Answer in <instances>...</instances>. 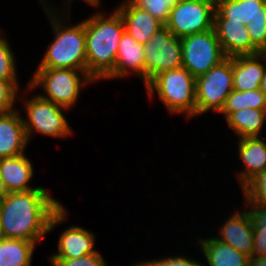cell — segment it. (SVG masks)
<instances>
[{
	"label": "cell",
	"instance_id": "obj_1",
	"mask_svg": "<svg viewBox=\"0 0 266 266\" xmlns=\"http://www.w3.org/2000/svg\"><path fill=\"white\" fill-rule=\"evenodd\" d=\"M61 202L43 186L9 193L0 203L4 238L22 239L39 246L47 234L68 222L69 210Z\"/></svg>",
	"mask_w": 266,
	"mask_h": 266
},
{
	"label": "cell",
	"instance_id": "obj_2",
	"mask_svg": "<svg viewBox=\"0 0 266 266\" xmlns=\"http://www.w3.org/2000/svg\"><path fill=\"white\" fill-rule=\"evenodd\" d=\"M85 18L87 73L96 81H104L115 68L119 42L125 32L120 13L94 10Z\"/></svg>",
	"mask_w": 266,
	"mask_h": 266
},
{
	"label": "cell",
	"instance_id": "obj_3",
	"mask_svg": "<svg viewBox=\"0 0 266 266\" xmlns=\"http://www.w3.org/2000/svg\"><path fill=\"white\" fill-rule=\"evenodd\" d=\"M45 14L54 36L36 67L77 69L87 72L85 18L74 23L73 18L70 19L73 14Z\"/></svg>",
	"mask_w": 266,
	"mask_h": 266
},
{
	"label": "cell",
	"instance_id": "obj_4",
	"mask_svg": "<svg viewBox=\"0 0 266 266\" xmlns=\"http://www.w3.org/2000/svg\"><path fill=\"white\" fill-rule=\"evenodd\" d=\"M25 85V87L23 86V89H25L22 92L26 94L24 95L20 91L21 95L19 94L18 100L22 101L20 105H23V112L26 113V116H24L20 109L29 144L35 134L59 138V140L60 138L65 140L74 135L75 133L72 126H70L68 117L65 116V113L68 115L69 109L42 98L38 91L34 92V89L28 85V82ZM32 93L35 94L32 95Z\"/></svg>",
	"mask_w": 266,
	"mask_h": 266
},
{
	"label": "cell",
	"instance_id": "obj_5",
	"mask_svg": "<svg viewBox=\"0 0 266 266\" xmlns=\"http://www.w3.org/2000/svg\"><path fill=\"white\" fill-rule=\"evenodd\" d=\"M195 85L196 78L181 66L159 73L144 89L148 101L157 96L168 114L184 115L188 121L196 119Z\"/></svg>",
	"mask_w": 266,
	"mask_h": 266
},
{
	"label": "cell",
	"instance_id": "obj_6",
	"mask_svg": "<svg viewBox=\"0 0 266 266\" xmlns=\"http://www.w3.org/2000/svg\"><path fill=\"white\" fill-rule=\"evenodd\" d=\"M94 84L97 82L86 71L62 68H35L28 80L34 91L41 90L42 98L69 111L79 102L82 90Z\"/></svg>",
	"mask_w": 266,
	"mask_h": 266
},
{
	"label": "cell",
	"instance_id": "obj_7",
	"mask_svg": "<svg viewBox=\"0 0 266 266\" xmlns=\"http://www.w3.org/2000/svg\"><path fill=\"white\" fill-rule=\"evenodd\" d=\"M233 91L232 57H226L207 73L196 77V117L219 114Z\"/></svg>",
	"mask_w": 266,
	"mask_h": 266
},
{
	"label": "cell",
	"instance_id": "obj_8",
	"mask_svg": "<svg viewBox=\"0 0 266 266\" xmlns=\"http://www.w3.org/2000/svg\"><path fill=\"white\" fill-rule=\"evenodd\" d=\"M144 87L159 73L182 66L181 39L164 25L143 45Z\"/></svg>",
	"mask_w": 266,
	"mask_h": 266
},
{
	"label": "cell",
	"instance_id": "obj_9",
	"mask_svg": "<svg viewBox=\"0 0 266 266\" xmlns=\"http://www.w3.org/2000/svg\"><path fill=\"white\" fill-rule=\"evenodd\" d=\"M181 45L182 67L186 68L195 78L207 73L226 58L214 27L181 38Z\"/></svg>",
	"mask_w": 266,
	"mask_h": 266
},
{
	"label": "cell",
	"instance_id": "obj_10",
	"mask_svg": "<svg viewBox=\"0 0 266 266\" xmlns=\"http://www.w3.org/2000/svg\"><path fill=\"white\" fill-rule=\"evenodd\" d=\"M215 1H179L165 26L177 38L213 28Z\"/></svg>",
	"mask_w": 266,
	"mask_h": 266
},
{
	"label": "cell",
	"instance_id": "obj_11",
	"mask_svg": "<svg viewBox=\"0 0 266 266\" xmlns=\"http://www.w3.org/2000/svg\"><path fill=\"white\" fill-rule=\"evenodd\" d=\"M233 208H236L234 209L235 211L232 210V212L229 213L231 215L228 214V217L221 220L219 230L216 231L217 233H213L212 231L211 233L221 242L252 257L254 243L252 218L245 206H243V208L241 206H235Z\"/></svg>",
	"mask_w": 266,
	"mask_h": 266
},
{
	"label": "cell",
	"instance_id": "obj_12",
	"mask_svg": "<svg viewBox=\"0 0 266 266\" xmlns=\"http://www.w3.org/2000/svg\"><path fill=\"white\" fill-rule=\"evenodd\" d=\"M236 154L242 165L236 169L239 190L241 191L253 178L266 169V137L255 136L236 139Z\"/></svg>",
	"mask_w": 266,
	"mask_h": 266
},
{
	"label": "cell",
	"instance_id": "obj_13",
	"mask_svg": "<svg viewBox=\"0 0 266 266\" xmlns=\"http://www.w3.org/2000/svg\"><path fill=\"white\" fill-rule=\"evenodd\" d=\"M83 226L71 224L59 232L56 252L48 254L47 259H75L97 251L96 233Z\"/></svg>",
	"mask_w": 266,
	"mask_h": 266
},
{
	"label": "cell",
	"instance_id": "obj_14",
	"mask_svg": "<svg viewBox=\"0 0 266 266\" xmlns=\"http://www.w3.org/2000/svg\"><path fill=\"white\" fill-rule=\"evenodd\" d=\"M213 27L226 57L261 53L252 44L247 25L231 19H214Z\"/></svg>",
	"mask_w": 266,
	"mask_h": 266
},
{
	"label": "cell",
	"instance_id": "obj_15",
	"mask_svg": "<svg viewBox=\"0 0 266 266\" xmlns=\"http://www.w3.org/2000/svg\"><path fill=\"white\" fill-rule=\"evenodd\" d=\"M131 75L144 84V49L125 31L118 45L114 71L105 80L129 79Z\"/></svg>",
	"mask_w": 266,
	"mask_h": 266
},
{
	"label": "cell",
	"instance_id": "obj_16",
	"mask_svg": "<svg viewBox=\"0 0 266 266\" xmlns=\"http://www.w3.org/2000/svg\"><path fill=\"white\" fill-rule=\"evenodd\" d=\"M119 2V3H118ZM114 8L122 16L125 31L139 44L144 45L161 29L164 24L154 18L148 11L135 6L130 0L118 1Z\"/></svg>",
	"mask_w": 266,
	"mask_h": 266
},
{
	"label": "cell",
	"instance_id": "obj_17",
	"mask_svg": "<svg viewBox=\"0 0 266 266\" xmlns=\"http://www.w3.org/2000/svg\"><path fill=\"white\" fill-rule=\"evenodd\" d=\"M19 108L20 106L9 113L0 114V158L27 153L30 144Z\"/></svg>",
	"mask_w": 266,
	"mask_h": 266
},
{
	"label": "cell",
	"instance_id": "obj_18",
	"mask_svg": "<svg viewBox=\"0 0 266 266\" xmlns=\"http://www.w3.org/2000/svg\"><path fill=\"white\" fill-rule=\"evenodd\" d=\"M28 155L0 158V175L9 193L25 192L41 186H33L35 168Z\"/></svg>",
	"mask_w": 266,
	"mask_h": 266
},
{
	"label": "cell",
	"instance_id": "obj_19",
	"mask_svg": "<svg viewBox=\"0 0 266 266\" xmlns=\"http://www.w3.org/2000/svg\"><path fill=\"white\" fill-rule=\"evenodd\" d=\"M214 19H231L244 25L266 23V0H217Z\"/></svg>",
	"mask_w": 266,
	"mask_h": 266
},
{
	"label": "cell",
	"instance_id": "obj_20",
	"mask_svg": "<svg viewBox=\"0 0 266 266\" xmlns=\"http://www.w3.org/2000/svg\"><path fill=\"white\" fill-rule=\"evenodd\" d=\"M266 68V53L232 57L233 90L260 89Z\"/></svg>",
	"mask_w": 266,
	"mask_h": 266
},
{
	"label": "cell",
	"instance_id": "obj_21",
	"mask_svg": "<svg viewBox=\"0 0 266 266\" xmlns=\"http://www.w3.org/2000/svg\"><path fill=\"white\" fill-rule=\"evenodd\" d=\"M195 239L198 250L204 257V266H247L249 256L221 242L209 233ZM202 237V238H201ZM206 260V261H205Z\"/></svg>",
	"mask_w": 266,
	"mask_h": 266
},
{
	"label": "cell",
	"instance_id": "obj_22",
	"mask_svg": "<svg viewBox=\"0 0 266 266\" xmlns=\"http://www.w3.org/2000/svg\"><path fill=\"white\" fill-rule=\"evenodd\" d=\"M228 128L236 136L234 139L245 137L264 136V126L266 125V111L245 108L232 112L226 119Z\"/></svg>",
	"mask_w": 266,
	"mask_h": 266
},
{
	"label": "cell",
	"instance_id": "obj_23",
	"mask_svg": "<svg viewBox=\"0 0 266 266\" xmlns=\"http://www.w3.org/2000/svg\"><path fill=\"white\" fill-rule=\"evenodd\" d=\"M36 243L22 239L0 240V266H32Z\"/></svg>",
	"mask_w": 266,
	"mask_h": 266
},
{
	"label": "cell",
	"instance_id": "obj_24",
	"mask_svg": "<svg viewBox=\"0 0 266 266\" xmlns=\"http://www.w3.org/2000/svg\"><path fill=\"white\" fill-rule=\"evenodd\" d=\"M245 108L266 110V95L260 89L248 91L233 90L227 97L225 105L218 115H223L224 120L232 112Z\"/></svg>",
	"mask_w": 266,
	"mask_h": 266
},
{
	"label": "cell",
	"instance_id": "obj_25",
	"mask_svg": "<svg viewBox=\"0 0 266 266\" xmlns=\"http://www.w3.org/2000/svg\"><path fill=\"white\" fill-rule=\"evenodd\" d=\"M241 203L247 208L253 221L252 256H266V208L255 206L251 202Z\"/></svg>",
	"mask_w": 266,
	"mask_h": 266
},
{
	"label": "cell",
	"instance_id": "obj_26",
	"mask_svg": "<svg viewBox=\"0 0 266 266\" xmlns=\"http://www.w3.org/2000/svg\"><path fill=\"white\" fill-rule=\"evenodd\" d=\"M3 28H0V79L6 81H20L17 67V59L8 36Z\"/></svg>",
	"mask_w": 266,
	"mask_h": 266
},
{
	"label": "cell",
	"instance_id": "obj_27",
	"mask_svg": "<svg viewBox=\"0 0 266 266\" xmlns=\"http://www.w3.org/2000/svg\"><path fill=\"white\" fill-rule=\"evenodd\" d=\"M241 192L243 202L266 208V169L253 178Z\"/></svg>",
	"mask_w": 266,
	"mask_h": 266
},
{
	"label": "cell",
	"instance_id": "obj_28",
	"mask_svg": "<svg viewBox=\"0 0 266 266\" xmlns=\"http://www.w3.org/2000/svg\"><path fill=\"white\" fill-rule=\"evenodd\" d=\"M173 253L174 254L171 252L169 256H161V258L153 257V259H142V261L139 260L135 263L138 266H204L203 259H195L194 256L192 257L191 255L189 256V254L183 253L180 254L178 251L177 253L173 251Z\"/></svg>",
	"mask_w": 266,
	"mask_h": 266
},
{
	"label": "cell",
	"instance_id": "obj_29",
	"mask_svg": "<svg viewBox=\"0 0 266 266\" xmlns=\"http://www.w3.org/2000/svg\"><path fill=\"white\" fill-rule=\"evenodd\" d=\"M138 8L148 11L154 18L167 23L171 10L178 4L179 0H130Z\"/></svg>",
	"mask_w": 266,
	"mask_h": 266
},
{
	"label": "cell",
	"instance_id": "obj_30",
	"mask_svg": "<svg viewBox=\"0 0 266 266\" xmlns=\"http://www.w3.org/2000/svg\"><path fill=\"white\" fill-rule=\"evenodd\" d=\"M21 82L0 79V114L9 113L18 107V96L21 91L20 86H22L20 85Z\"/></svg>",
	"mask_w": 266,
	"mask_h": 266
},
{
	"label": "cell",
	"instance_id": "obj_31",
	"mask_svg": "<svg viewBox=\"0 0 266 266\" xmlns=\"http://www.w3.org/2000/svg\"><path fill=\"white\" fill-rule=\"evenodd\" d=\"M53 266H109L106 258L98 250L75 259H47Z\"/></svg>",
	"mask_w": 266,
	"mask_h": 266
},
{
	"label": "cell",
	"instance_id": "obj_32",
	"mask_svg": "<svg viewBox=\"0 0 266 266\" xmlns=\"http://www.w3.org/2000/svg\"><path fill=\"white\" fill-rule=\"evenodd\" d=\"M61 5L58 4V7L51 0H38L39 4L42 7V11L44 13H52V14H72V6L74 2L73 0H61ZM80 2H84L89 8L93 7L94 10H98L103 6V0H79Z\"/></svg>",
	"mask_w": 266,
	"mask_h": 266
},
{
	"label": "cell",
	"instance_id": "obj_33",
	"mask_svg": "<svg viewBox=\"0 0 266 266\" xmlns=\"http://www.w3.org/2000/svg\"><path fill=\"white\" fill-rule=\"evenodd\" d=\"M252 44L261 52L266 53V23H253L247 25Z\"/></svg>",
	"mask_w": 266,
	"mask_h": 266
},
{
	"label": "cell",
	"instance_id": "obj_34",
	"mask_svg": "<svg viewBox=\"0 0 266 266\" xmlns=\"http://www.w3.org/2000/svg\"><path fill=\"white\" fill-rule=\"evenodd\" d=\"M247 266H266V256L250 257Z\"/></svg>",
	"mask_w": 266,
	"mask_h": 266
},
{
	"label": "cell",
	"instance_id": "obj_35",
	"mask_svg": "<svg viewBox=\"0 0 266 266\" xmlns=\"http://www.w3.org/2000/svg\"><path fill=\"white\" fill-rule=\"evenodd\" d=\"M9 192L5 187L4 181L0 175V203L8 196Z\"/></svg>",
	"mask_w": 266,
	"mask_h": 266
},
{
	"label": "cell",
	"instance_id": "obj_36",
	"mask_svg": "<svg viewBox=\"0 0 266 266\" xmlns=\"http://www.w3.org/2000/svg\"><path fill=\"white\" fill-rule=\"evenodd\" d=\"M260 90L266 95V68L260 83Z\"/></svg>",
	"mask_w": 266,
	"mask_h": 266
},
{
	"label": "cell",
	"instance_id": "obj_37",
	"mask_svg": "<svg viewBox=\"0 0 266 266\" xmlns=\"http://www.w3.org/2000/svg\"><path fill=\"white\" fill-rule=\"evenodd\" d=\"M179 1H217V0H179Z\"/></svg>",
	"mask_w": 266,
	"mask_h": 266
},
{
	"label": "cell",
	"instance_id": "obj_38",
	"mask_svg": "<svg viewBox=\"0 0 266 266\" xmlns=\"http://www.w3.org/2000/svg\"><path fill=\"white\" fill-rule=\"evenodd\" d=\"M4 239V235H3V232H2V227L0 225V240Z\"/></svg>",
	"mask_w": 266,
	"mask_h": 266
}]
</instances>
